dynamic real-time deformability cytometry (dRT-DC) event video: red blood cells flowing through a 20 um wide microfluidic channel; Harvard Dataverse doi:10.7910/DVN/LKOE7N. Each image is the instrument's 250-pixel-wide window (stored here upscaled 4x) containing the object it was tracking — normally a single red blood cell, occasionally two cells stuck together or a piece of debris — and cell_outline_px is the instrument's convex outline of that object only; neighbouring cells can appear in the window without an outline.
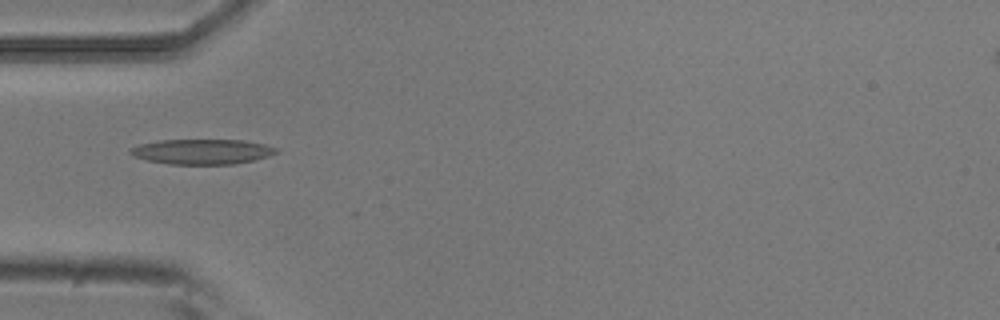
{"species": "common noctule bat (a hibernating species)", "species_latin": "Nyctalus noctula", "temperature_condition": "room temperature", "stored_images_in_passage": 7, "camera_frame_rate_fps": 3000, "um_per_image_px": 0.085, "animal": {"sex": "male", "body_mass_g": 20.5, "forearm_length_mm": 52.5}, "frame": {"image": 1, "passage_image": 4, "time_ms": 1.0, "image_size_px": [1000, 320], "cell_outline_px": [[276, 152], [268, 156], [236, 164], [168, 164], [148, 160], [132, 156], [128, 152], [132, 148], [140, 144], [160, 140], [244, 140], [264, 144], [276, 148]], "centroid_in_image_um": [17.15, 12.89], "position_along_channel_um": 67.9, "area_um2": 21.15}}
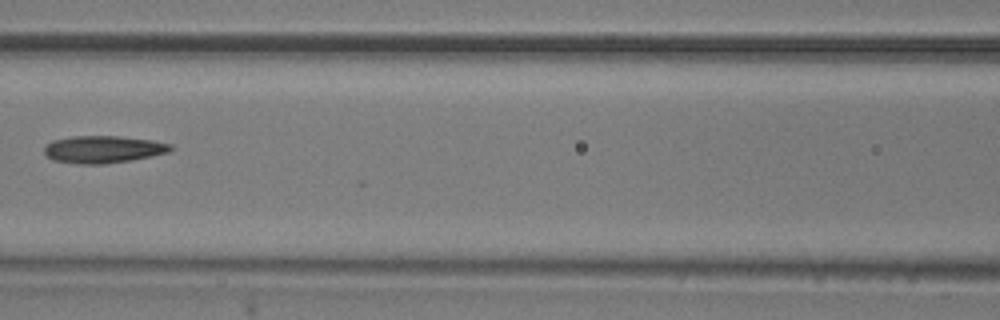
{"frame": {"image": 2, "passage_image": 6, "time_ms": 1.667, "image_size_px": [1000, 320], "cell_outline_px": [[172, 148], [168, 152], [152, 156], [132, 160], [104, 164], [80, 164], [52, 160], [44, 152], [44, 148], [52, 140], [72, 136], [116, 136], [152, 140], [172, 144]], "centroid_in_image_um": [8.77, 12.69], "position_along_channel_um": 157.8, "area_um2": 20.06}}
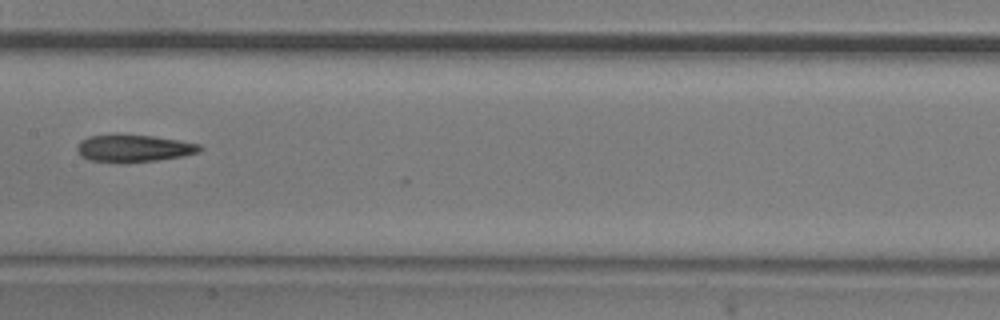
{"frame": {"image": 3, "passage_image": 7, "time_ms": 2.0, "image_size_px": [1000, 320], "cell_outline_px": [[204, 148], [200, 152], [184, 156], [156, 160], [120, 164], [88, 160], [80, 156], [76, 148], [80, 140], [88, 136], [152, 136], [180, 140], [200, 144]], "centroid_in_image_um": [11.38, 12.64], "position_along_channel_um": 196.0, "area_um2": 19.54}}